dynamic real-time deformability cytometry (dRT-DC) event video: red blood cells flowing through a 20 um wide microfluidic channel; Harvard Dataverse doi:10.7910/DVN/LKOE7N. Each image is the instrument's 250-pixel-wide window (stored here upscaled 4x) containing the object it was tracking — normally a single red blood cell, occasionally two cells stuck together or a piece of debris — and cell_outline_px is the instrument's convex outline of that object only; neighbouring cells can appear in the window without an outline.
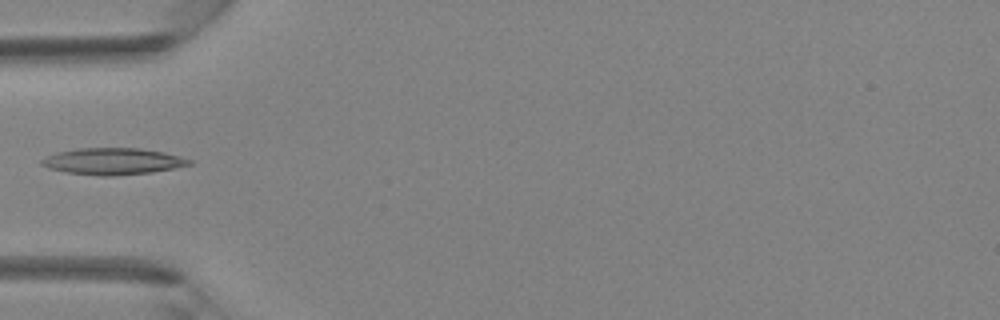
{"species": "Egyptian fruit bat (a non-hibernating species)", "species_latin": "Rousettus aegyptiacus", "temperature_condition": "room temperature", "stored_images_in_passage": 4, "camera_frame_rate_fps": 3000, "um_per_image_px": 0.085, "animal": {"sex": "female"}, "frame": {"image": 1, "passage_image": 4, "time_ms": 4.333, "image_size_px": [1000, 320], "cell_outline_px": [[192, 164], [152, 172], [112, 176], [100, 176], [68, 172], [48, 168], [40, 164], [40, 160], [48, 156], [60, 152], [80, 148], [140, 148], [164, 152], [180, 156], [192, 160]], "centroid_in_image_um": [9.61, 13.71], "position_along_channel_um": 75.4, "area_um2": 22.66}}